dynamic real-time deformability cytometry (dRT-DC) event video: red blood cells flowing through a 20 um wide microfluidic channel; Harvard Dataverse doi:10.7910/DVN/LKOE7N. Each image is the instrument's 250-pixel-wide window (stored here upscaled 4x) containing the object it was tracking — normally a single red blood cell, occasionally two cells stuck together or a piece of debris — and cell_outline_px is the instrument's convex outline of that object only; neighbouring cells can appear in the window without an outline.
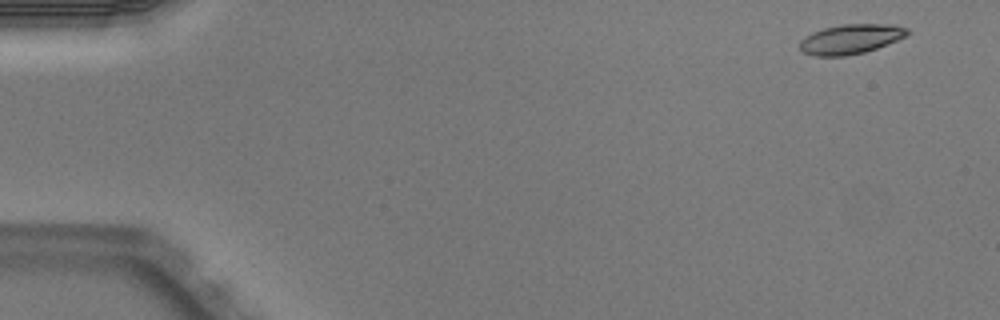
{"species": "Egyptian fruit bat (a non-hibernating species)", "species_latin": "Rousettus aegyptiacus", "temperature_condition": "warm", "stored_images_in_passage": 4, "camera_frame_rate_fps": 3000, "um_per_image_px": 0.085, "animal": {"sex": "male"}, "frame": {"image": 1, "passage_image": 1, "time_ms": 0.0, "image_size_px": [1000, 320], "cell_outline_px": [[912, 32], [908, 36], [876, 48], [864, 52], [844, 56], [816, 56], [804, 52], [800, 48], [800, 40], [804, 36], [812, 32], [824, 28], [840, 24], [896, 24], [908, 28]], "centroid_in_image_um": [72.35, 3.3], "position_along_channel_um": 12.6, "area_um2": 18.79}}